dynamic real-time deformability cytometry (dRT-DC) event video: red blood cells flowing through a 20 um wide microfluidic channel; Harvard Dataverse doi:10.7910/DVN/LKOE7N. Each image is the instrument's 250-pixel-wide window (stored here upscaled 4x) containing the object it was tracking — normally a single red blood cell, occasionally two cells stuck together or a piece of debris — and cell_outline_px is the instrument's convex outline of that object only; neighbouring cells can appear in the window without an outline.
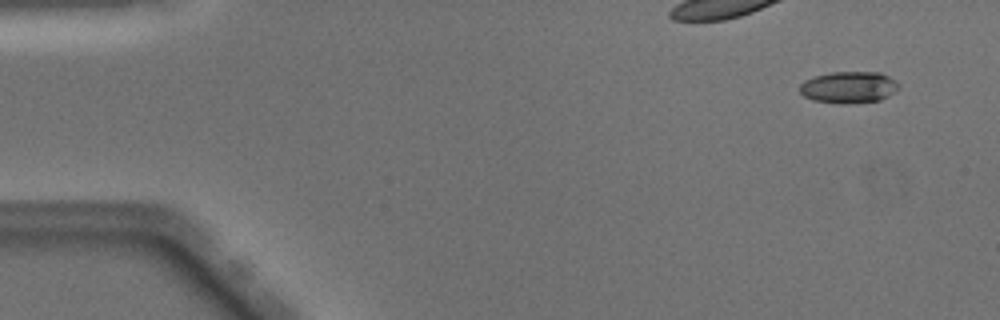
{"species": "Egyptian fruit bat (a non-hibernating species)", "species_latin": "Rousettus aegyptiacus", "temperature_condition": "warm", "stored_images_in_passage": 47, "camera_frame_rate_fps": 3000, "um_per_image_px": 0.085, "animal": {"sex": "male"}, "frame": {"image": 1, "passage_image": 1, "time_ms": 0.0, "image_size_px": [1000, 320], "cell_outline_px": [[900, 84], [888, 96], [880, 100], [840, 104], [812, 100], [804, 96], [800, 92], [800, 84], [804, 80], [816, 76], [832, 72], [880, 72], [896, 80]], "centroid_in_image_um": [72.12, 7.41], "position_along_channel_um": 12.9, "area_um2": 18.15}}
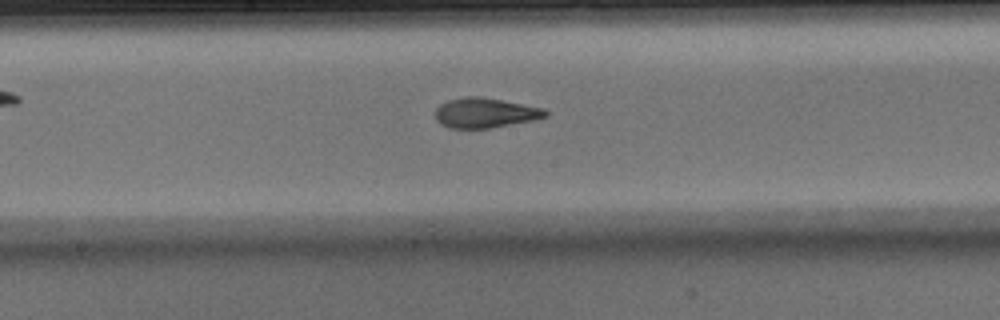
{"frame": {"image": 2, "passage_image": 24, "time_ms": 7.667, "image_size_px": [1000, 320], "cell_outline_px": [[548, 116], [536, 120], [492, 128], [448, 128], [440, 124], [436, 120], [436, 108], [440, 104], [448, 100], [468, 96], [484, 96], [544, 108], [548, 112]], "centroid_in_image_um": [41.26, 9.59], "position_along_channel_um": 206.9, "area_um2": 19.54}}
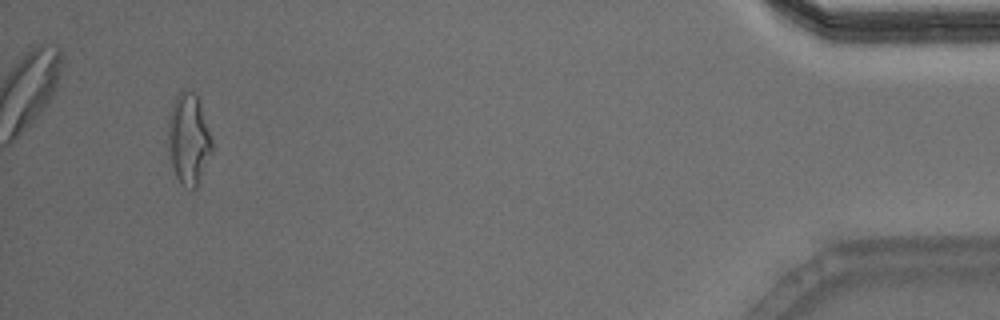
{"frame": {"image": 3, "passage_image": 45, "time_ms": 14.667, "image_size_px": [1000, 320], "cell_outline_px": [[212, 152], [200, 180], [196, 188], [192, 192], [184, 188], [180, 184], [172, 168], [164, 144], [168, 120], [172, 104], [176, 96], [184, 88], [196, 92], [200, 100], [212, 140]], "centroid_in_image_um": [15.98, 11.84], "position_along_channel_um": 419.2, "area_um2": 24.51}, "authors_computed_cell_mechanics": {"area_um2": 19.3052, "velocity_mm_per_s": 4.066, "shape_relaxation_time_tau1_ms": 4.8026, "shape_relaxation_time_tau2_ms": 1.2138, "deformation_change_tau1": 0.2003, "deformation_change_tau2": 0.0814}}